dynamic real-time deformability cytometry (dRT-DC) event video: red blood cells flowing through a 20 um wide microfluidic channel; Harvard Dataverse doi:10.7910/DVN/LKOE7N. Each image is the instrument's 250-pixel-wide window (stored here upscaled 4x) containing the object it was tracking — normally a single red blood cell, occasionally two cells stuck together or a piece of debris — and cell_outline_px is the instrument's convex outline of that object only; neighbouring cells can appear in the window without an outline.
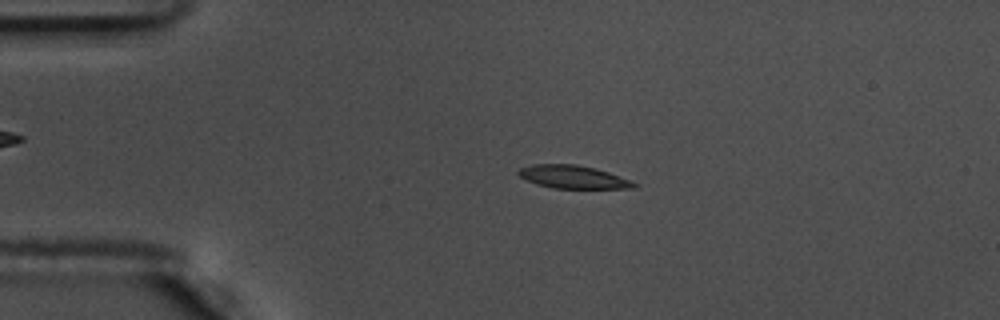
{"species": "common noctule bat (a hibernating species)", "species_latin": "Nyctalus noctula", "temperature_condition": "warm", "stored_images_in_passage": 56, "camera_frame_rate_fps": 3000, "um_per_image_px": 0.085, "animal": {"sex": "male", "body_mass_g": 17.5, "forearm_length_mm": 52.3}, "frame": {"image": 1, "passage_image": 12, "time_ms": 3.667, "image_size_px": [1000, 320], "cell_outline_px": [[640, 184], [636, 188], [552, 188], [536, 184], [520, 176], [516, 172], [520, 168], [532, 164], [576, 164], [596, 168], [608, 172]], "centroid_in_image_um": [48.71, 15.04], "position_along_channel_um": 36.3, "area_um2": 15.49}}
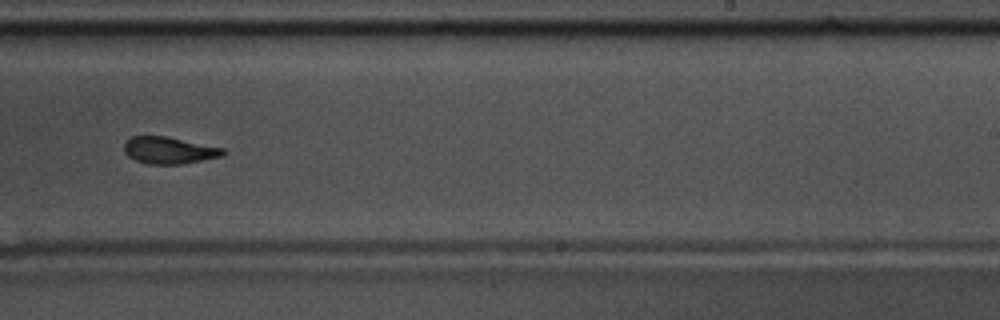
{"frame": {"image": 2, "passage_image": 35, "time_ms": 11.333, "image_size_px": [1000, 320], "cell_outline_px": [[228, 152], [220, 156], [180, 164], [148, 164], [136, 160], [128, 156], [124, 152], [124, 144], [132, 136], [164, 136], [224, 148]], "centroid_in_image_um": [14.35, 12.78], "position_along_channel_um": 274.6, "area_um2": 15.26}}
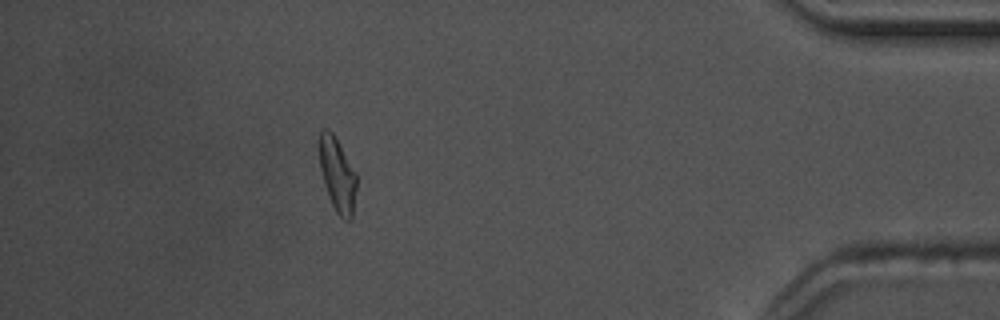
{"frame": {"image": 3, "passage_image": 50, "time_ms": 16.333, "image_size_px": [1000, 320], "cell_outline_px": [[356, 188], [352, 220], [344, 220], [336, 212], [332, 204], [324, 184], [320, 168], [320, 132], [324, 128], [328, 128], [332, 132], [356, 172]], "centroid_in_image_um": [28.69, 14.88], "position_along_channel_um": 406.5, "area_um2": 15.84}, "authors_computed_cell_mechanics": {"area_um2": 15.895, "velocity_mm_per_s": 3.6185, "shape_relaxation_time_tau1_ms": 2.6628, "shape_relaxation_time_tau2_ms": 1.7742, "deformation_change_tau1": 0.1566, "deformation_change_tau2": 0.0965}}